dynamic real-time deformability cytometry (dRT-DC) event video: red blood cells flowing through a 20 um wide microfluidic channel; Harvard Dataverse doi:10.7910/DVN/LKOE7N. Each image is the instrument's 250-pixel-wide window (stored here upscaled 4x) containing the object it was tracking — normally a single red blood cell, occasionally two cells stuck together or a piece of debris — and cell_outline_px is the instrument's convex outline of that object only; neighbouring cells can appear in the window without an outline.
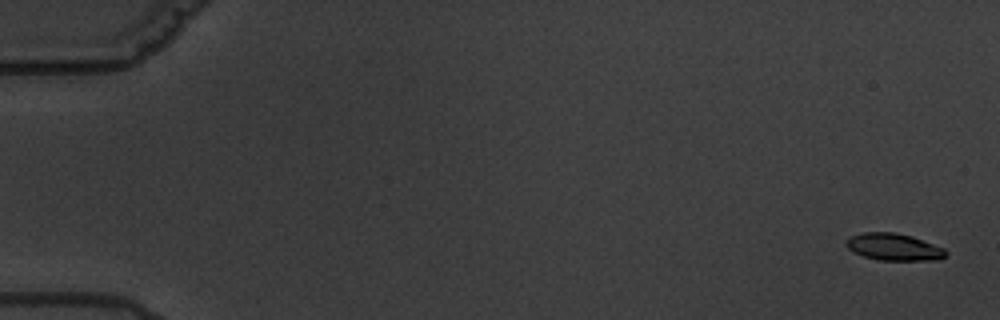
{"species": "common noctule bat (a hibernating species)", "species_latin": "Nyctalus noctula", "temperature_condition": "warm", "stored_images_in_passage": 7, "camera_frame_rate_fps": 3000, "um_per_image_px": 0.085, "animal": {"sex": "male", "body_mass_g": 19.5, "forearm_length_mm": 54.6}, "frame": {"image": 1, "passage_image": 1, "time_ms": 0.0, "image_size_px": [1000, 320], "cell_outline_px": [[948, 252], [940, 260], [876, 260], [852, 252], [844, 244], [852, 236], [864, 232], [896, 232], [912, 236], [944, 248]], "centroid_in_image_um": [75.98, 21.0], "position_along_channel_um": 9.0, "area_um2": 15.72}}